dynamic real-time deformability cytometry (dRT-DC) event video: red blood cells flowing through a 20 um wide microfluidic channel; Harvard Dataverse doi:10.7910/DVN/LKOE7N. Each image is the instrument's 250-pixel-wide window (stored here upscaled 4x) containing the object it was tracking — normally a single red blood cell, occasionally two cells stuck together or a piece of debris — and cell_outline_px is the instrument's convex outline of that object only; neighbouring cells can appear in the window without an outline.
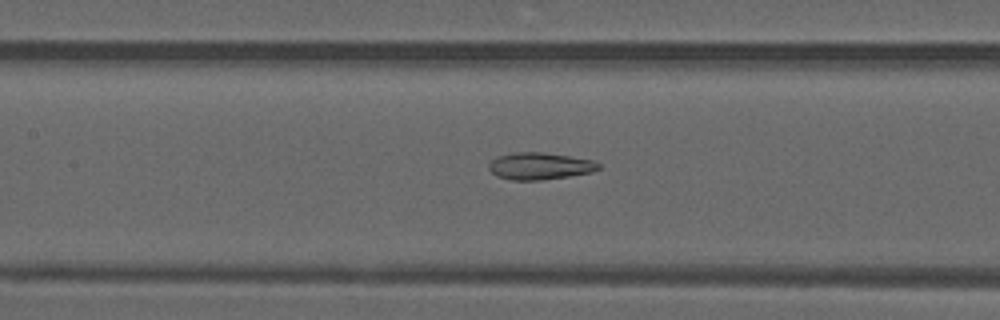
{"species": "common noctule bat (a hibernating species)", "species_latin": "Nyctalus noctula", "temperature_condition": "warm", "stored_images_in_passage": 49, "camera_frame_rate_fps": 3000, "um_per_image_px": 0.085, "animal": {"sex": "male", "forearm_length_mm": 52.5}, "frame": {"image": 1, "passage_image": 23, "time_ms": 7.333, "image_size_px": [1000, 320], "cell_outline_px": [[600, 168], [592, 172], [568, 176], [540, 180], [512, 180], [496, 176], [488, 168], [488, 164], [492, 160], [500, 156], [516, 152], [540, 152], [568, 156], [592, 160], [600, 164]], "centroid_in_image_um": [45.87, 14.12], "position_along_channel_um": 161.5, "area_um2": 17.05}}
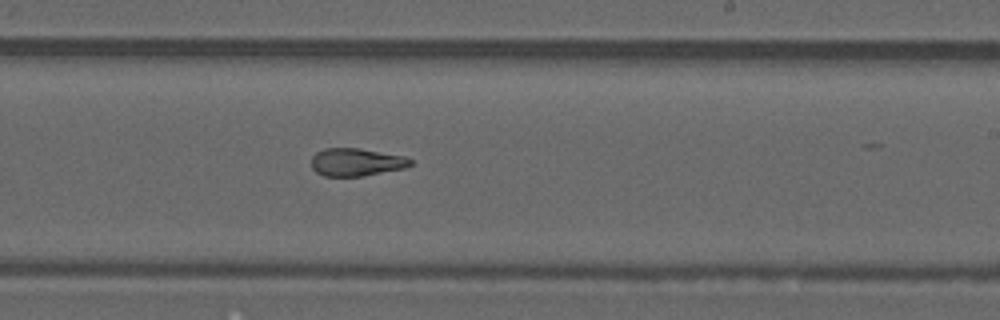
{"frame": {"image": 2, "passage_image": 30, "time_ms": 9.667, "image_size_px": [1000, 320], "cell_outline_px": [[412, 164], [404, 168], [364, 176], [324, 176], [316, 172], [312, 168], [312, 156], [316, 152], [324, 148], [356, 148], [404, 156], [412, 160]], "centroid_in_image_um": [30.26, 13.78], "position_along_channel_um": 258.7, "area_um2": 15.95}}
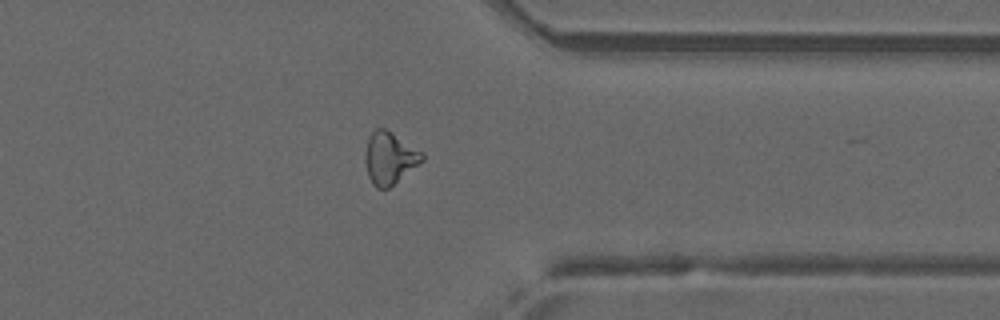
{"frame": {"image": 3, "passage_image": 39, "time_ms": 12.667, "image_size_px": [1000, 320], "cell_outline_px": [[424, 160], [388, 188], [376, 188], [372, 184], [368, 176], [364, 160], [364, 156], [368, 136], [376, 128], [384, 128], [424, 152]], "centroid_in_image_um": [33.1, 13.42], "position_along_channel_um": 378.3, "area_um2": 17.28}, "authors_computed_cell_mechanics": {"area_um2": 17.5712, "velocity_mm_per_s": 4.1968, "shape_relaxation_time_tau1_ms": null, "shape_relaxation_time_tau2_ms": 2.3143, "deformation_change_tau1": null, "deformation_change_tau2": 0.1123}}